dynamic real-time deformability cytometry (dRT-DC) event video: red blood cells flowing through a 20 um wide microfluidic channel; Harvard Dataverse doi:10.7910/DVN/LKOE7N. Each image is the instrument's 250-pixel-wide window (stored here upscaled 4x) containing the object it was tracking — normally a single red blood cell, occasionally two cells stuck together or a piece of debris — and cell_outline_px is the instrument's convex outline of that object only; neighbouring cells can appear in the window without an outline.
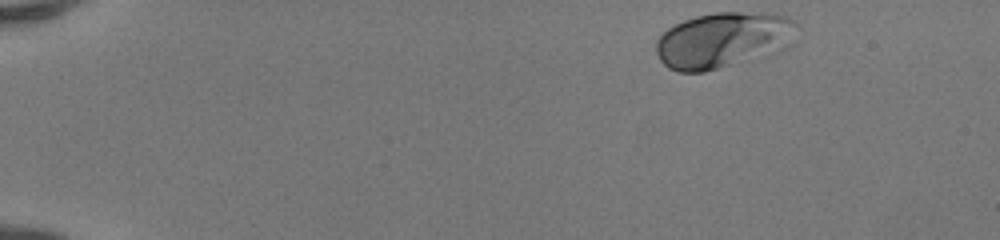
{"species": "human", "species_latin": "Homo sapiens", "temperature_condition": "room temperature", "stored_images_in_passage": 44, "camera_frame_rate_fps": 3000, "um_per_image_px": 0.085, "donor": {"sex": "female"}, "frame": {"image": 1, "passage_image": 1, "time_ms": 0.0, "image_size_px": [1000, 240], "cell_outline_px": [[800, 28], [796, 44], [788, 48], [768, 56], [704, 72], [680, 72], [668, 68], [660, 60], [656, 52], [656, 40], [668, 28], [684, 20], [696, 16], [716, 12], [764, 12], [788, 16], [796, 20]], "centroid_in_image_um": [61.61, 3.4], "position_along_channel_um": 23.4, "area_um2": 47.05}}
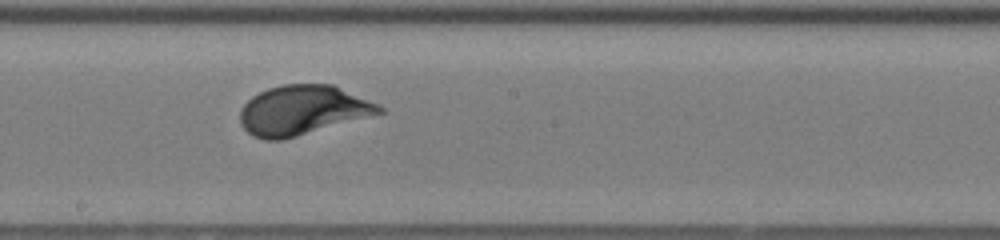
{"frame": {"image": 2, "passage_image": 24, "time_ms": 7.667, "image_size_px": [1000, 240], "cell_outline_px": [[384, 112], [296, 136], [280, 140], [264, 140], [252, 136], [240, 124], [240, 108], [252, 96], [268, 88], [284, 84], [332, 84], [380, 104], [384, 108]], "centroid_in_image_um": [25.7, 9.36], "position_along_channel_um": 222.5, "area_um2": 40.0}}
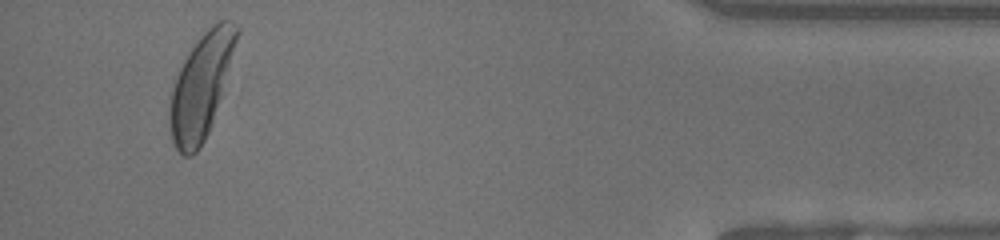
{"frame": {"image": 3, "passage_image": 42, "time_ms": 13.667, "image_size_px": [1000, 240], "cell_outline_px": [[240, 32], [220, 96], [208, 132], [204, 140], [196, 152], [192, 156], [184, 156], [176, 148], [172, 140], [168, 124], [168, 112], [172, 92], [176, 76], [184, 60], [200, 36], [212, 24], [220, 20], [232, 20], [240, 28]], "centroid_in_image_um": [17.08, 7.3], "position_along_channel_um": 418.1, "area_um2": 39.88}, "authors_computed_cell_mechanics": {"area_um2": 39.5063, "velocity_mm_per_s": 4.1349, "shape_relaxation_time_tau1_ms": 2.5035, "shape_relaxation_time_tau2_ms": null, "deformation_change_tau1": 0.1442, "deformation_change_tau2": null}}